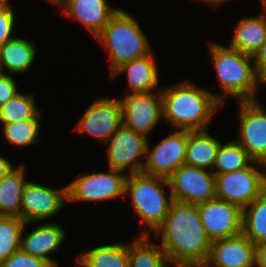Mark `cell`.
Segmentation results:
<instances>
[{
    "label": "cell",
    "mask_w": 266,
    "mask_h": 267,
    "mask_svg": "<svg viewBox=\"0 0 266 267\" xmlns=\"http://www.w3.org/2000/svg\"><path fill=\"white\" fill-rule=\"evenodd\" d=\"M150 235L134 237L128 244L129 267H169L168 257L160 248V244L148 242Z\"/></svg>",
    "instance_id": "cell-25"
},
{
    "label": "cell",
    "mask_w": 266,
    "mask_h": 267,
    "mask_svg": "<svg viewBox=\"0 0 266 267\" xmlns=\"http://www.w3.org/2000/svg\"><path fill=\"white\" fill-rule=\"evenodd\" d=\"M173 200L199 205L216 198L215 175L204 168L182 165L169 177Z\"/></svg>",
    "instance_id": "cell-7"
},
{
    "label": "cell",
    "mask_w": 266,
    "mask_h": 267,
    "mask_svg": "<svg viewBox=\"0 0 266 267\" xmlns=\"http://www.w3.org/2000/svg\"><path fill=\"white\" fill-rule=\"evenodd\" d=\"M264 10L266 11V0L264 2H262Z\"/></svg>",
    "instance_id": "cell-42"
},
{
    "label": "cell",
    "mask_w": 266,
    "mask_h": 267,
    "mask_svg": "<svg viewBox=\"0 0 266 267\" xmlns=\"http://www.w3.org/2000/svg\"><path fill=\"white\" fill-rule=\"evenodd\" d=\"M109 169L124 171L129 174L142 172L145 162L139 159L146 156L147 138L127 128L123 124L106 142Z\"/></svg>",
    "instance_id": "cell-9"
},
{
    "label": "cell",
    "mask_w": 266,
    "mask_h": 267,
    "mask_svg": "<svg viewBox=\"0 0 266 267\" xmlns=\"http://www.w3.org/2000/svg\"><path fill=\"white\" fill-rule=\"evenodd\" d=\"M65 230L55 223H46L37 227L28 235L21 237L20 249L34 257L45 260L51 267H58L48 255L56 251L63 243Z\"/></svg>",
    "instance_id": "cell-18"
},
{
    "label": "cell",
    "mask_w": 266,
    "mask_h": 267,
    "mask_svg": "<svg viewBox=\"0 0 266 267\" xmlns=\"http://www.w3.org/2000/svg\"><path fill=\"white\" fill-rule=\"evenodd\" d=\"M25 224L20 217L0 216V263L20 250Z\"/></svg>",
    "instance_id": "cell-29"
},
{
    "label": "cell",
    "mask_w": 266,
    "mask_h": 267,
    "mask_svg": "<svg viewBox=\"0 0 266 267\" xmlns=\"http://www.w3.org/2000/svg\"><path fill=\"white\" fill-rule=\"evenodd\" d=\"M109 169L107 173L81 174L67 185L68 201H108L125 196L127 175Z\"/></svg>",
    "instance_id": "cell-8"
},
{
    "label": "cell",
    "mask_w": 266,
    "mask_h": 267,
    "mask_svg": "<svg viewBox=\"0 0 266 267\" xmlns=\"http://www.w3.org/2000/svg\"><path fill=\"white\" fill-rule=\"evenodd\" d=\"M24 176L25 166L19 164L0 179V216L21 218L22 195L28 182Z\"/></svg>",
    "instance_id": "cell-22"
},
{
    "label": "cell",
    "mask_w": 266,
    "mask_h": 267,
    "mask_svg": "<svg viewBox=\"0 0 266 267\" xmlns=\"http://www.w3.org/2000/svg\"><path fill=\"white\" fill-rule=\"evenodd\" d=\"M68 201L67 186L57 190L27 182L22 195L21 219L26 223L42 221L56 215Z\"/></svg>",
    "instance_id": "cell-15"
},
{
    "label": "cell",
    "mask_w": 266,
    "mask_h": 267,
    "mask_svg": "<svg viewBox=\"0 0 266 267\" xmlns=\"http://www.w3.org/2000/svg\"><path fill=\"white\" fill-rule=\"evenodd\" d=\"M14 167L15 165L0 155V179Z\"/></svg>",
    "instance_id": "cell-36"
},
{
    "label": "cell",
    "mask_w": 266,
    "mask_h": 267,
    "mask_svg": "<svg viewBox=\"0 0 266 267\" xmlns=\"http://www.w3.org/2000/svg\"><path fill=\"white\" fill-rule=\"evenodd\" d=\"M123 125L147 137L163 118L161 92L133 93L120 99Z\"/></svg>",
    "instance_id": "cell-10"
},
{
    "label": "cell",
    "mask_w": 266,
    "mask_h": 267,
    "mask_svg": "<svg viewBox=\"0 0 266 267\" xmlns=\"http://www.w3.org/2000/svg\"><path fill=\"white\" fill-rule=\"evenodd\" d=\"M81 267H129L128 245L115 243L102 245L79 254Z\"/></svg>",
    "instance_id": "cell-24"
},
{
    "label": "cell",
    "mask_w": 266,
    "mask_h": 267,
    "mask_svg": "<svg viewBox=\"0 0 266 267\" xmlns=\"http://www.w3.org/2000/svg\"><path fill=\"white\" fill-rule=\"evenodd\" d=\"M3 135L5 139L13 146H28L36 142L40 121L26 120L14 123H2Z\"/></svg>",
    "instance_id": "cell-30"
},
{
    "label": "cell",
    "mask_w": 266,
    "mask_h": 267,
    "mask_svg": "<svg viewBox=\"0 0 266 267\" xmlns=\"http://www.w3.org/2000/svg\"><path fill=\"white\" fill-rule=\"evenodd\" d=\"M162 185V186H161ZM170 187L168 178L148 175L143 172L128 174L125 182V196L131 199L134 211L145 223V231L142 235H149L163 223L173 201L171 195L167 196L162 190Z\"/></svg>",
    "instance_id": "cell-5"
},
{
    "label": "cell",
    "mask_w": 266,
    "mask_h": 267,
    "mask_svg": "<svg viewBox=\"0 0 266 267\" xmlns=\"http://www.w3.org/2000/svg\"><path fill=\"white\" fill-rule=\"evenodd\" d=\"M123 124L120 99L99 98L90 105L75 126V131L106 142Z\"/></svg>",
    "instance_id": "cell-14"
},
{
    "label": "cell",
    "mask_w": 266,
    "mask_h": 267,
    "mask_svg": "<svg viewBox=\"0 0 266 267\" xmlns=\"http://www.w3.org/2000/svg\"><path fill=\"white\" fill-rule=\"evenodd\" d=\"M251 163L260 165V162L253 161L247 152L238 144L237 141L220 143L217 151L215 164L212 172L214 175L230 173L240 169H245Z\"/></svg>",
    "instance_id": "cell-27"
},
{
    "label": "cell",
    "mask_w": 266,
    "mask_h": 267,
    "mask_svg": "<svg viewBox=\"0 0 266 267\" xmlns=\"http://www.w3.org/2000/svg\"><path fill=\"white\" fill-rule=\"evenodd\" d=\"M163 118L178 130H206L213 114L222 106L214 93L189 81L162 89Z\"/></svg>",
    "instance_id": "cell-2"
},
{
    "label": "cell",
    "mask_w": 266,
    "mask_h": 267,
    "mask_svg": "<svg viewBox=\"0 0 266 267\" xmlns=\"http://www.w3.org/2000/svg\"><path fill=\"white\" fill-rule=\"evenodd\" d=\"M249 267H263V266H260L256 261L251 264Z\"/></svg>",
    "instance_id": "cell-41"
},
{
    "label": "cell",
    "mask_w": 266,
    "mask_h": 267,
    "mask_svg": "<svg viewBox=\"0 0 266 267\" xmlns=\"http://www.w3.org/2000/svg\"><path fill=\"white\" fill-rule=\"evenodd\" d=\"M157 70L151 51L148 55L121 64L111 73V76L115 77L126 72L131 94L153 92L159 80Z\"/></svg>",
    "instance_id": "cell-19"
},
{
    "label": "cell",
    "mask_w": 266,
    "mask_h": 267,
    "mask_svg": "<svg viewBox=\"0 0 266 267\" xmlns=\"http://www.w3.org/2000/svg\"><path fill=\"white\" fill-rule=\"evenodd\" d=\"M8 0L0 1V47L11 40L14 27V11Z\"/></svg>",
    "instance_id": "cell-31"
},
{
    "label": "cell",
    "mask_w": 266,
    "mask_h": 267,
    "mask_svg": "<svg viewBox=\"0 0 266 267\" xmlns=\"http://www.w3.org/2000/svg\"><path fill=\"white\" fill-rule=\"evenodd\" d=\"M30 40L12 38L0 47V72L4 73L3 67L14 74L25 72L33 64L37 49Z\"/></svg>",
    "instance_id": "cell-23"
},
{
    "label": "cell",
    "mask_w": 266,
    "mask_h": 267,
    "mask_svg": "<svg viewBox=\"0 0 266 267\" xmlns=\"http://www.w3.org/2000/svg\"><path fill=\"white\" fill-rule=\"evenodd\" d=\"M266 85V65L258 72V83Z\"/></svg>",
    "instance_id": "cell-37"
},
{
    "label": "cell",
    "mask_w": 266,
    "mask_h": 267,
    "mask_svg": "<svg viewBox=\"0 0 266 267\" xmlns=\"http://www.w3.org/2000/svg\"><path fill=\"white\" fill-rule=\"evenodd\" d=\"M162 234L160 248L170 263L204 264L212 241L201 222L198 205L173 200L163 223L156 229Z\"/></svg>",
    "instance_id": "cell-1"
},
{
    "label": "cell",
    "mask_w": 266,
    "mask_h": 267,
    "mask_svg": "<svg viewBox=\"0 0 266 267\" xmlns=\"http://www.w3.org/2000/svg\"><path fill=\"white\" fill-rule=\"evenodd\" d=\"M187 141L188 130L177 129L161 140L153 149L147 143V160L142 172L168 178L176 169L185 164Z\"/></svg>",
    "instance_id": "cell-12"
},
{
    "label": "cell",
    "mask_w": 266,
    "mask_h": 267,
    "mask_svg": "<svg viewBox=\"0 0 266 267\" xmlns=\"http://www.w3.org/2000/svg\"><path fill=\"white\" fill-rule=\"evenodd\" d=\"M49 2H51V4L60 6L61 8L63 7L65 0H48Z\"/></svg>",
    "instance_id": "cell-40"
},
{
    "label": "cell",
    "mask_w": 266,
    "mask_h": 267,
    "mask_svg": "<svg viewBox=\"0 0 266 267\" xmlns=\"http://www.w3.org/2000/svg\"><path fill=\"white\" fill-rule=\"evenodd\" d=\"M108 4L106 0H65L63 11L96 37L118 11Z\"/></svg>",
    "instance_id": "cell-17"
},
{
    "label": "cell",
    "mask_w": 266,
    "mask_h": 267,
    "mask_svg": "<svg viewBox=\"0 0 266 267\" xmlns=\"http://www.w3.org/2000/svg\"><path fill=\"white\" fill-rule=\"evenodd\" d=\"M242 233L255 245L266 242V191L243 208Z\"/></svg>",
    "instance_id": "cell-26"
},
{
    "label": "cell",
    "mask_w": 266,
    "mask_h": 267,
    "mask_svg": "<svg viewBox=\"0 0 266 267\" xmlns=\"http://www.w3.org/2000/svg\"><path fill=\"white\" fill-rule=\"evenodd\" d=\"M264 169L266 171V164L260 162V166L249 165L245 169L215 175L216 198L243 209L266 191Z\"/></svg>",
    "instance_id": "cell-6"
},
{
    "label": "cell",
    "mask_w": 266,
    "mask_h": 267,
    "mask_svg": "<svg viewBox=\"0 0 266 267\" xmlns=\"http://www.w3.org/2000/svg\"><path fill=\"white\" fill-rule=\"evenodd\" d=\"M256 71L259 72L266 65V39L252 56Z\"/></svg>",
    "instance_id": "cell-34"
},
{
    "label": "cell",
    "mask_w": 266,
    "mask_h": 267,
    "mask_svg": "<svg viewBox=\"0 0 266 267\" xmlns=\"http://www.w3.org/2000/svg\"><path fill=\"white\" fill-rule=\"evenodd\" d=\"M198 210L201 222L212 242L242 233L243 209L240 206L215 198L199 204Z\"/></svg>",
    "instance_id": "cell-13"
},
{
    "label": "cell",
    "mask_w": 266,
    "mask_h": 267,
    "mask_svg": "<svg viewBox=\"0 0 266 267\" xmlns=\"http://www.w3.org/2000/svg\"><path fill=\"white\" fill-rule=\"evenodd\" d=\"M255 261L263 267H266V242L256 245Z\"/></svg>",
    "instance_id": "cell-35"
},
{
    "label": "cell",
    "mask_w": 266,
    "mask_h": 267,
    "mask_svg": "<svg viewBox=\"0 0 266 267\" xmlns=\"http://www.w3.org/2000/svg\"><path fill=\"white\" fill-rule=\"evenodd\" d=\"M18 93L17 85L11 75L0 72V106Z\"/></svg>",
    "instance_id": "cell-33"
},
{
    "label": "cell",
    "mask_w": 266,
    "mask_h": 267,
    "mask_svg": "<svg viewBox=\"0 0 266 267\" xmlns=\"http://www.w3.org/2000/svg\"><path fill=\"white\" fill-rule=\"evenodd\" d=\"M177 267H208L204 264H178Z\"/></svg>",
    "instance_id": "cell-39"
},
{
    "label": "cell",
    "mask_w": 266,
    "mask_h": 267,
    "mask_svg": "<svg viewBox=\"0 0 266 267\" xmlns=\"http://www.w3.org/2000/svg\"><path fill=\"white\" fill-rule=\"evenodd\" d=\"M206 130H188L185 164L212 171L221 141Z\"/></svg>",
    "instance_id": "cell-21"
},
{
    "label": "cell",
    "mask_w": 266,
    "mask_h": 267,
    "mask_svg": "<svg viewBox=\"0 0 266 267\" xmlns=\"http://www.w3.org/2000/svg\"><path fill=\"white\" fill-rule=\"evenodd\" d=\"M208 45L211 61L223 92V96L222 94L216 96L217 101L224 105L225 95L236 97L238 102L256 100L255 94L259 83L252 56L229 46L211 42Z\"/></svg>",
    "instance_id": "cell-3"
},
{
    "label": "cell",
    "mask_w": 266,
    "mask_h": 267,
    "mask_svg": "<svg viewBox=\"0 0 266 267\" xmlns=\"http://www.w3.org/2000/svg\"><path fill=\"white\" fill-rule=\"evenodd\" d=\"M256 245L243 233L215 240L205 263L208 267H249L255 262Z\"/></svg>",
    "instance_id": "cell-16"
},
{
    "label": "cell",
    "mask_w": 266,
    "mask_h": 267,
    "mask_svg": "<svg viewBox=\"0 0 266 267\" xmlns=\"http://www.w3.org/2000/svg\"><path fill=\"white\" fill-rule=\"evenodd\" d=\"M199 1H203V2H206L207 4L209 5H213V6H218L219 4L221 3H224V1L226 2L227 0H199ZM211 3V4H210Z\"/></svg>",
    "instance_id": "cell-38"
},
{
    "label": "cell",
    "mask_w": 266,
    "mask_h": 267,
    "mask_svg": "<svg viewBox=\"0 0 266 267\" xmlns=\"http://www.w3.org/2000/svg\"><path fill=\"white\" fill-rule=\"evenodd\" d=\"M262 14L241 18L235 26L229 47L253 56L266 39V11Z\"/></svg>",
    "instance_id": "cell-20"
},
{
    "label": "cell",
    "mask_w": 266,
    "mask_h": 267,
    "mask_svg": "<svg viewBox=\"0 0 266 267\" xmlns=\"http://www.w3.org/2000/svg\"><path fill=\"white\" fill-rule=\"evenodd\" d=\"M95 38L109 51L111 73L121 64L152 51L137 20L122 9H118Z\"/></svg>",
    "instance_id": "cell-4"
},
{
    "label": "cell",
    "mask_w": 266,
    "mask_h": 267,
    "mask_svg": "<svg viewBox=\"0 0 266 267\" xmlns=\"http://www.w3.org/2000/svg\"><path fill=\"white\" fill-rule=\"evenodd\" d=\"M240 103L238 144L253 161L266 164V108L257 100Z\"/></svg>",
    "instance_id": "cell-11"
},
{
    "label": "cell",
    "mask_w": 266,
    "mask_h": 267,
    "mask_svg": "<svg viewBox=\"0 0 266 267\" xmlns=\"http://www.w3.org/2000/svg\"><path fill=\"white\" fill-rule=\"evenodd\" d=\"M41 110L35 105L34 96L17 93L13 98L0 106V122L14 123L26 120H38Z\"/></svg>",
    "instance_id": "cell-28"
},
{
    "label": "cell",
    "mask_w": 266,
    "mask_h": 267,
    "mask_svg": "<svg viewBox=\"0 0 266 267\" xmlns=\"http://www.w3.org/2000/svg\"><path fill=\"white\" fill-rule=\"evenodd\" d=\"M0 267H51L45 260L25 253L21 249L0 263Z\"/></svg>",
    "instance_id": "cell-32"
}]
</instances>
